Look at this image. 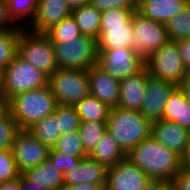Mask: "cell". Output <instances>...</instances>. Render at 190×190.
I'll list each match as a JSON object with an SVG mask.
<instances>
[{"instance_id": "obj_1", "label": "cell", "mask_w": 190, "mask_h": 190, "mask_svg": "<svg viewBox=\"0 0 190 190\" xmlns=\"http://www.w3.org/2000/svg\"><path fill=\"white\" fill-rule=\"evenodd\" d=\"M126 158L150 179L173 181L181 169V157L151 135L132 148L126 154Z\"/></svg>"}, {"instance_id": "obj_2", "label": "cell", "mask_w": 190, "mask_h": 190, "mask_svg": "<svg viewBox=\"0 0 190 190\" xmlns=\"http://www.w3.org/2000/svg\"><path fill=\"white\" fill-rule=\"evenodd\" d=\"M57 105L50 86L46 85L11 98L5 107L13 116L19 130H27L34 123L53 114Z\"/></svg>"}, {"instance_id": "obj_3", "label": "cell", "mask_w": 190, "mask_h": 190, "mask_svg": "<svg viewBox=\"0 0 190 190\" xmlns=\"http://www.w3.org/2000/svg\"><path fill=\"white\" fill-rule=\"evenodd\" d=\"M151 125L139 111L119 107L110 108L106 121L107 132L126 154L151 135Z\"/></svg>"}, {"instance_id": "obj_4", "label": "cell", "mask_w": 190, "mask_h": 190, "mask_svg": "<svg viewBox=\"0 0 190 190\" xmlns=\"http://www.w3.org/2000/svg\"><path fill=\"white\" fill-rule=\"evenodd\" d=\"M136 9H109L102 12L97 50L134 48L132 16Z\"/></svg>"}, {"instance_id": "obj_5", "label": "cell", "mask_w": 190, "mask_h": 190, "mask_svg": "<svg viewBox=\"0 0 190 190\" xmlns=\"http://www.w3.org/2000/svg\"><path fill=\"white\" fill-rule=\"evenodd\" d=\"M48 85V76L17 54L3 70L2 100L6 104L11 98Z\"/></svg>"}, {"instance_id": "obj_6", "label": "cell", "mask_w": 190, "mask_h": 190, "mask_svg": "<svg viewBox=\"0 0 190 190\" xmlns=\"http://www.w3.org/2000/svg\"><path fill=\"white\" fill-rule=\"evenodd\" d=\"M17 55L48 77L58 69L53 43L46 33L21 29L17 40Z\"/></svg>"}, {"instance_id": "obj_7", "label": "cell", "mask_w": 190, "mask_h": 190, "mask_svg": "<svg viewBox=\"0 0 190 190\" xmlns=\"http://www.w3.org/2000/svg\"><path fill=\"white\" fill-rule=\"evenodd\" d=\"M57 104L75 106L90 95L87 70L58 68L48 77Z\"/></svg>"}, {"instance_id": "obj_8", "label": "cell", "mask_w": 190, "mask_h": 190, "mask_svg": "<svg viewBox=\"0 0 190 190\" xmlns=\"http://www.w3.org/2000/svg\"><path fill=\"white\" fill-rule=\"evenodd\" d=\"M53 47L58 68L88 70L98 63L97 41L92 37L80 35Z\"/></svg>"}, {"instance_id": "obj_9", "label": "cell", "mask_w": 190, "mask_h": 190, "mask_svg": "<svg viewBox=\"0 0 190 190\" xmlns=\"http://www.w3.org/2000/svg\"><path fill=\"white\" fill-rule=\"evenodd\" d=\"M149 76L176 86L188 76L176 41L168 40L145 61Z\"/></svg>"}, {"instance_id": "obj_10", "label": "cell", "mask_w": 190, "mask_h": 190, "mask_svg": "<svg viewBox=\"0 0 190 190\" xmlns=\"http://www.w3.org/2000/svg\"><path fill=\"white\" fill-rule=\"evenodd\" d=\"M134 50L145 61L169 39L166 24L144 17L137 10L132 16Z\"/></svg>"}, {"instance_id": "obj_11", "label": "cell", "mask_w": 190, "mask_h": 190, "mask_svg": "<svg viewBox=\"0 0 190 190\" xmlns=\"http://www.w3.org/2000/svg\"><path fill=\"white\" fill-rule=\"evenodd\" d=\"M97 64L119 81L136 74L145 66L144 60L133 48L98 50Z\"/></svg>"}, {"instance_id": "obj_12", "label": "cell", "mask_w": 190, "mask_h": 190, "mask_svg": "<svg viewBox=\"0 0 190 190\" xmlns=\"http://www.w3.org/2000/svg\"><path fill=\"white\" fill-rule=\"evenodd\" d=\"M18 171L39 166L49 156L50 148L34 138L27 130H19L11 147Z\"/></svg>"}, {"instance_id": "obj_13", "label": "cell", "mask_w": 190, "mask_h": 190, "mask_svg": "<svg viewBox=\"0 0 190 190\" xmlns=\"http://www.w3.org/2000/svg\"><path fill=\"white\" fill-rule=\"evenodd\" d=\"M150 180L143 171L124 158L108 168L105 190H144Z\"/></svg>"}, {"instance_id": "obj_14", "label": "cell", "mask_w": 190, "mask_h": 190, "mask_svg": "<svg viewBox=\"0 0 190 190\" xmlns=\"http://www.w3.org/2000/svg\"><path fill=\"white\" fill-rule=\"evenodd\" d=\"M177 86L170 82L149 78L145 87L144 100L139 112L151 123L162 119L166 102Z\"/></svg>"}, {"instance_id": "obj_15", "label": "cell", "mask_w": 190, "mask_h": 190, "mask_svg": "<svg viewBox=\"0 0 190 190\" xmlns=\"http://www.w3.org/2000/svg\"><path fill=\"white\" fill-rule=\"evenodd\" d=\"M90 95L106 104L109 108L117 107L120 99V81L113 78L98 64L87 70Z\"/></svg>"}, {"instance_id": "obj_16", "label": "cell", "mask_w": 190, "mask_h": 190, "mask_svg": "<svg viewBox=\"0 0 190 190\" xmlns=\"http://www.w3.org/2000/svg\"><path fill=\"white\" fill-rule=\"evenodd\" d=\"M151 136L182 157L189 142L190 132L175 122L161 119L152 122Z\"/></svg>"}, {"instance_id": "obj_17", "label": "cell", "mask_w": 190, "mask_h": 190, "mask_svg": "<svg viewBox=\"0 0 190 190\" xmlns=\"http://www.w3.org/2000/svg\"><path fill=\"white\" fill-rule=\"evenodd\" d=\"M150 78L144 66L136 74L120 81V99L117 107L139 111L144 100L145 87Z\"/></svg>"}, {"instance_id": "obj_18", "label": "cell", "mask_w": 190, "mask_h": 190, "mask_svg": "<svg viewBox=\"0 0 190 190\" xmlns=\"http://www.w3.org/2000/svg\"><path fill=\"white\" fill-rule=\"evenodd\" d=\"M65 0H39L35 20L29 30L46 33L54 25L71 15Z\"/></svg>"}, {"instance_id": "obj_19", "label": "cell", "mask_w": 190, "mask_h": 190, "mask_svg": "<svg viewBox=\"0 0 190 190\" xmlns=\"http://www.w3.org/2000/svg\"><path fill=\"white\" fill-rule=\"evenodd\" d=\"M108 168L89 156L64 174V184H106Z\"/></svg>"}, {"instance_id": "obj_20", "label": "cell", "mask_w": 190, "mask_h": 190, "mask_svg": "<svg viewBox=\"0 0 190 190\" xmlns=\"http://www.w3.org/2000/svg\"><path fill=\"white\" fill-rule=\"evenodd\" d=\"M190 0H145L137 9L144 17L167 24Z\"/></svg>"}, {"instance_id": "obj_21", "label": "cell", "mask_w": 190, "mask_h": 190, "mask_svg": "<svg viewBox=\"0 0 190 190\" xmlns=\"http://www.w3.org/2000/svg\"><path fill=\"white\" fill-rule=\"evenodd\" d=\"M21 176L27 182L48 190H60L64 185V174L49 159L39 166L25 170Z\"/></svg>"}, {"instance_id": "obj_22", "label": "cell", "mask_w": 190, "mask_h": 190, "mask_svg": "<svg viewBox=\"0 0 190 190\" xmlns=\"http://www.w3.org/2000/svg\"><path fill=\"white\" fill-rule=\"evenodd\" d=\"M38 1L39 0H6L7 15L12 25L20 29H29L37 14ZM18 22H20V24Z\"/></svg>"}, {"instance_id": "obj_23", "label": "cell", "mask_w": 190, "mask_h": 190, "mask_svg": "<svg viewBox=\"0 0 190 190\" xmlns=\"http://www.w3.org/2000/svg\"><path fill=\"white\" fill-rule=\"evenodd\" d=\"M88 156L107 168H111L126 158V153L120 148L112 135L106 131Z\"/></svg>"}, {"instance_id": "obj_24", "label": "cell", "mask_w": 190, "mask_h": 190, "mask_svg": "<svg viewBox=\"0 0 190 190\" xmlns=\"http://www.w3.org/2000/svg\"><path fill=\"white\" fill-rule=\"evenodd\" d=\"M71 15L82 35L92 37L95 40L98 39L100 35L102 11H99L88 2L72 10Z\"/></svg>"}, {"instance_id": "obj_25", "label": "cell", "mask_w": 190, "mask_h": 190, "mask_svg": "<svg viewBox=\"0 0 190 190\" xmlns=\"http://www.w3.org/2000/svg\"><path fill=\"white\" fill-rule=\"evenodd\" d=\"M27 131L49 148H52L61 136L58 121L54 114L48 115L41 121L34 123Z\"/></svg>"}, {"instance_id": "obj_26", "label": "cell", "mask_w": 190, "mask_h": 190, "mask_svg": "<svg viewBox=\"0 0 190 190\" xmlns=\"http://www.w3.org/2000/svg\"><path fill=\"white\" fill-rule=\"evenodd\" d=\"M75 108L77 110L78 116L81 119V122H106L110 111V108L106 104L102 103L92 95H89L79 101L75 105Z\"/></svg>"}, {"instance_id": "obj_27", "label": "cell", "mask_w": 190, "mask_h": 190, "mask_svg": "<svg viewBox=\"0 0 190 190\" xmlns=\"http://www.w3.org/2000/svg\"><path fill=\"white\" fill-rule=\"evenodd\" d=\"M169 40L179 41L190 38V1L166 24Z\"/></svg>"}, {"instance_id": "obj_28", "label": "cell", "mask_w": 190, "mask_h": 190, "mask_svg": "<svg viewBox=\"0 0 190 190\" xmlns=\"http://www.w3.org/2000/svg\"><path fill=\"white\" fill-rule=\"evenodd\" d=\"M78 131L85 151L90 154L97 146L103 134L107 131L106 122H81V126Z\"/></svg>"}, {"instance_id": "obj_29", "label": "cell", "mask_w": 190, "mask_h": 190, "mask_svg": "<svg viewBox=\"0 0 190 190\" xmlns=\"http://www.w3.org/2000/svg\"><path fill=\"white\" fill-rule=\"evenodd\" d=\"M20 31V28H13L0 32V70L2 71L17 54V40Z\"/></svg>"}, {"instance_id": "obj_30", "label": "cell", "mask_w": 190, "mask_h": 190, "mask_svg": "<svg viewBox=\"0 0 190 190\" xmlns=\"http://www.w3.org/2000/svg\"><path fill=\"white\" fill-rule=\"evenodd\" d=\"M53 148L64 154L79 157L80 159L88 157L85 151L79 131L62 134L56 141Z\"/></svg>"}, {"instance_id": "obj_31", "label": "cell", "mask_w": 190, "mask_h": 190, "mask_svg": "<svg viewBox=\"0 0 190 190\" xmlns=\"http://www.w3.org/2000/svg\"><path fill=\"white\" fill-rule=\"evenodd\" d=\"M46 34L50 37L52 43L75 40L82 35L72 15L54 25Z\"/></svg>"}, {"instance_id": "obj_32", "label": "cell", "mask_w": 190, "mask_h": 190, "mask_svg": "<svg viewBox=\"0 0 190 190\" xmlns=\"http://www.w3.org/2000/svg\"><path fill=\"white\" fill-rule=\"evenodd\" d=\"M53 114L57 118L61 135L79 130L81 119L78 116L75 106L58 104Z\"/></svg>"}, {"instance_id": "obj_33", "label": "cell", "mask_w": 190, "mask_h": 190, "mask_svg": "<svg viewBox=\"0 0 190 190\" xmlns=\"http://www.w3.org/2000/svg\"><path fill=\"white\" fill-rule=\"evenodd\" d=\"M18 131L16 121L9 110L4 107L0 111V150L11 149Z\"/></svg>"}, {"instance_id": "obj_34", "label": "cell", "mask_w": 190, "mask_h": 190, "mask_svg": "<svg viewBox=\"0 0 190 190\" xmlns=\"http://www.w3.org/2000/svg\"><path fill=\"white\" fill-rule=\"evenodd\" d=\"M183 105H187V100L179 88L176 87L166 102L162 119L175 122L182 127Z\"/></svg>"}, {"instance_id": "obj_35", "label": "cell", "mask_w": 190, "mask_h": 190, "mask_svg": "<svg viewBox=\"0 0 190 190\" xmlns=\"http://www.w3.org/2000/svg\"><path fill=\"white\" fill-rule=\"evenodd\" d=\"M21 176L11 149L0 150V182L12 181Z\"/></svg>"}, {"instance_id": "obj_36", "label": "cell", "mask_w": 190, "mask_h": 190, "mask_svg": "<svg viewBox=\"0 0 190 190\" xmlns=\"http://www.w3.org/2000/svg\"><path fill=\"white\" fill-rule=\"evenodd\" d=\"M48 159L53 166L58 168L63 174L67 171H71L74 166H78L79 162L82 160L79 157L70 156L57 151L53 147L49 150Z\"/></svg>"}, {"instance_id": "obj_37", "label": "cell", "mask_w": 190, "mask_h": 190, "mask_svg": "<svg viewBox=\"0 0 190 190\" xmlns=\"http://www.w3.org/2000/svg\"><path fill=\"white\" fill-rule=\"evenodd\" d=\"M88 2L99 11L109 9H135L129 0H88Z\"/></svg>"}, {"instance_id": "obj_38", "label": "cell", "mask_w": 190, "mask_h": 190, "mask_svg": "<svg viewBox=\"0 0 190 190\" xmlns=\"http://www.w3.org/2000/svg\"><path fill=\"white\" fill-rule=\"evenodd\" d=\"M181 59L184 65V68L188 75H190V38L189 39H181L176 41Z\"/></svg>"}, {"instance_id": "obj_39", "label": "cell", "mask_w": 190, "mask_h": 190, "mask_svg": "<svg viewBox=\"0 0 190 190\" xmlns=\"http://www.w3.org/2000/svg\"><path fill=\"white\" fill-rule=\"evenodd\" d=\"M174 190H190V171L180 169L173 179Z\"/></svg>"}, {"instance_id": "obj_40", "label": "cell", "mask_w": 190, "mask_h": 190, "mask_svg": "<svg viewBox=\"0 0 190 190\" xmlns=\"http://www.w3.org/2000/svg\"><path fill=\"white\" fill-rule=\"evenodd\" d=\"M144 190H174L173 181L166 179H151Z\"/></svg>"}, {"instance_id": "obj_41", "label": "cell", "mask_w": 190, "mask_h": 190, "mask_svg": "<svg viewBox=\"0 0 190 190\" xmlns=\"http://www.w3.org/2000/svg\"><path fill=\"white\" fill-rule=\"evenodd\" d=\"M16 28L10 22L7 15L6 0H0V32Z\"/></svg>"}, {"instance_id": "obj_42", "label": "cell", "mask_w": 190, "mask_h": 190, "mask_svg": "<svg viewBox=\"0 0 190 190\" xmlns=\"http://www.w3.org/2000/svg\"><path fill=\"white\" fill-rule=\"evenodd\" d=\"M106 184H64L60 190H105Z\"/></svg>"}, {"instance_id": "obj_43", "label": "cell", "mask_w": 190, "mask_h": 190, "mask_svg": "<svg viewBox=\"0 0 190 190\" xmlns=\"http://www.w3.org/2000/svg\"><path fill=\"white\" fill-rule=\"evenodd\" d=\"M177 87L183 93L187 102L190 103V75L186 76L183 80H181Z\"/></svg>"}, {"instance_id": "obj_44", "label": "cell", "mask_w": 190, "mask_h": 190, "mask_svg": "<svg viewBox=\"0 0 190 190\" xmlns=\"http://www.w3.org/2000/svg\"><path fill=\"white\" fill-rule=\"evenodd\" d=\"M182 127L190 132V103L183 105Z\"/></svg>"}, {"instance_id": "obj_45", "label": "cell", "mask_w": 190, "mask_h": 190, "mask_svg": "<svg viewBox=\"0 0 190 190\" xmlns=\"http://www.w3.org/2000/svg\"><path fill=\"white\" fill-rule=\"evenodd\" d=\"M1 190H21V176L15 180L2 183Z\"/></svg>"}, {"instance_id": "obj_46", "label": "cell", "mask_w": 190, "mask_h": 190, "mask_svg": "<svg viewBox=\"0 0 190 190\" xmlns=\"http://www.w3.org/2000/svg\"><path fill=\"white\" fill-rule=\"evenodd\" d=\"M181 168L190 171V138L186 147V151L181 157Z\"/></svg>"}, {"instance_id": "obj_47", "label": "cell", "mask_w": 190, "mask_h": 190, "mask_svg": "<svg viewBox=\"0 0 190 190\" xmlns=\"http://www.w3.org/2000/svg\"><path fill=\"white\" fill-rule=\"evenodd\" d=\"M21 190H48V189H45L42 186H38L37 184H31V183L27 182L21 176Z\"/></svg>"}, {"instance_id": "obj_48", "label": "cell", "mask_w": 190, "mask_h": 190, "mask_svg": "<svg viewBox=\"0 0 190 190\" xmlns=\"http://www.w3.org/2000/svg\"><path fill=\"white\" fill-rule=\"evenodd\" d=\"M68 7L71 9V10H74L76 8H79L81 7L82 5H85L88 3V0H65Z\"/></svg>"}, {"instance_id": "obj_49", "label": "cell", "mask_w": 190, "mask_h": 190, "mask_svg": "<svg viewBox=\"0 0 190 190\" xmlns=\"http://www.w3.org/2000/svg\"><path fill=\"white\" fill-rule=\"evenodd\" d=\"M131 5L137 10L145 0H129Z\"/></svg>"}, {"instance_id": "obj_50", "label": "cell", "mask_w": 190, "mask_h": 190, "mask_svg": "<svg viewBox=\"0 0 190 190\" xmlns=\"http://www.w3.org/2000/svg\"><path fill=\"white\" fill-rule=\"evenodd\" d=\"M2 78H3V71L0 70V95H1V92H2Z\"/></svg>"}, {"instance_id": "obj_51", "label": "cell", "mask_w": 190, "mask_h": 190, "mask_svg": "<svg viewBox=\"0 0 190 190\" xmlns=\"http://www.w3.org/2000/svg\"><path fill=\"white\" fill-rule=\"evenodd\" d=\"M5 107V104L2 100V95H0V111Z\"/></svg>"}]
</instances>
